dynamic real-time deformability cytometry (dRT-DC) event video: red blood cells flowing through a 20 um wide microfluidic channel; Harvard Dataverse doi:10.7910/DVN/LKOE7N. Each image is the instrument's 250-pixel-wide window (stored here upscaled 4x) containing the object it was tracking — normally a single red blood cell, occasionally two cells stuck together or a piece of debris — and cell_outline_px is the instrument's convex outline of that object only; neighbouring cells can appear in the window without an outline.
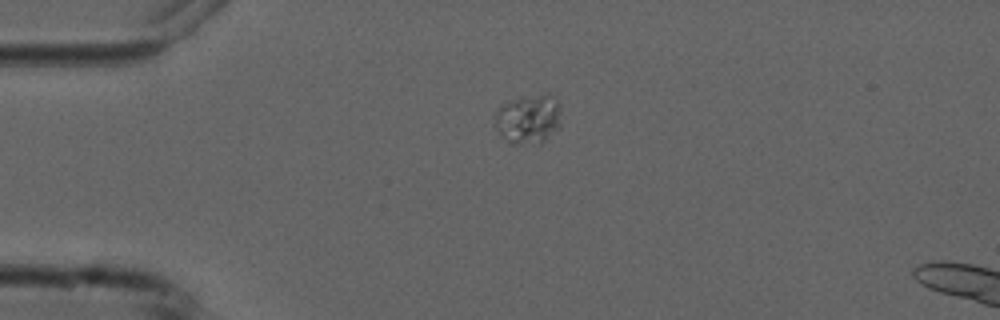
{"species": "common noctule bat (a hibernating species)", "species_latin": "Nyctalus noctula", "temperature_condition": "cold", "stored_images_in_passage": 3, "camera_frame_rate_fps": 3000, "um_per_image_px": 0.085, "animal": {"sex": "male", "forearm_length_mm": 52.5}, "frame": {"image": 1, "passage_image": 1, "time_ms": 0.0, "image_size_px": [1000, 320], "cell_outline_px": [[560, 128], [540, 144], [512, 144], [500, 136], [492, 124], [496, 108], [500, 104], [548, 92], [556, 96], [560, 104]], "centroid_in_image_um": [44.9, 10.13], "position_along_channel_um": 40.1, "area_um2": 19.71}}
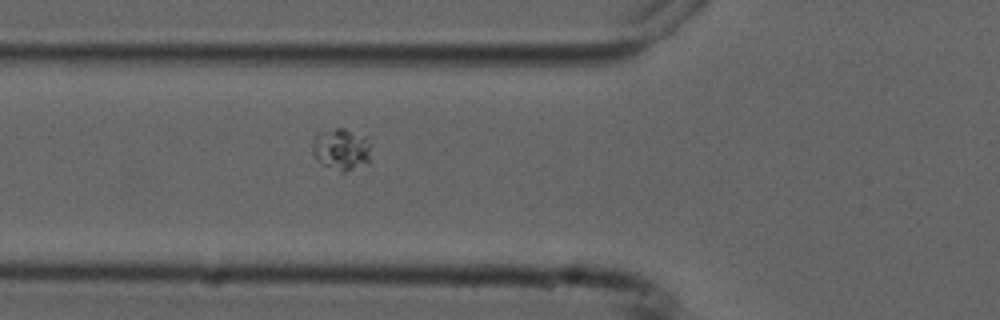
{"frame": {"image": 2, "passage_image": 3, "time_ms": 2.333, "image_size_px": [1000, 320], "cell_outline_px": [[372, 144], [368, 164], [344, 172], [340, 172], [320, 164], [316, 160], [312, 152], [312, 144], [316, 136], [320, 132], [336, 128], [344, 128], [368, 136]], "centroid_in_image_um": [29.05, 12.69], "position_along_channel_um": 96.7, "area_um2": 14.74}}